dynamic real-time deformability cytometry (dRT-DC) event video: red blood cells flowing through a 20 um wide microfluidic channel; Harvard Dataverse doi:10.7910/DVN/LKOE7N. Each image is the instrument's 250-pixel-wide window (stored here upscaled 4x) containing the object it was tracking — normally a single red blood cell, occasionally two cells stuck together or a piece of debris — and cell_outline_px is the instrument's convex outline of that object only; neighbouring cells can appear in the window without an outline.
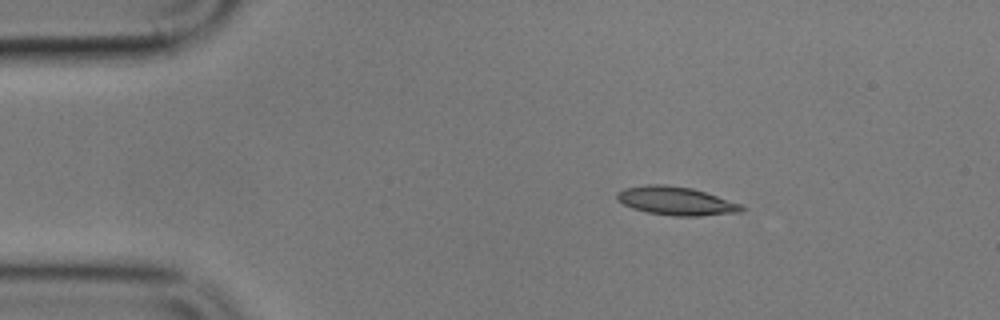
{"species": "common noctule bat (a hibernating species)", "species_latin": "Nyctalus noctula", "temperature_condition": "cold", "stored_images_in_passage": 4, "camera_frame_rate_fps": 3000, "um_per_image_px": 0.085, "animal": {"sex": "male", "body_mass_g": 17.9}, "frame": {"image": 1, "passage_image": 2, "time_ms": 1.0, "image_size_px": [1000, 320], "cell_outline_px": [[744, 208], [740, 212], [700, 216], [672, 216], [648, 212], [632, 208], [616, 200], [616, 192], [624, 188], [648, 184], [664, 184], [692, 188], [740, 204]], "centroid_in_image_um": [57.4, 17.08], "position_along_channel_um": 27.6, "area_um2": 20.52}}